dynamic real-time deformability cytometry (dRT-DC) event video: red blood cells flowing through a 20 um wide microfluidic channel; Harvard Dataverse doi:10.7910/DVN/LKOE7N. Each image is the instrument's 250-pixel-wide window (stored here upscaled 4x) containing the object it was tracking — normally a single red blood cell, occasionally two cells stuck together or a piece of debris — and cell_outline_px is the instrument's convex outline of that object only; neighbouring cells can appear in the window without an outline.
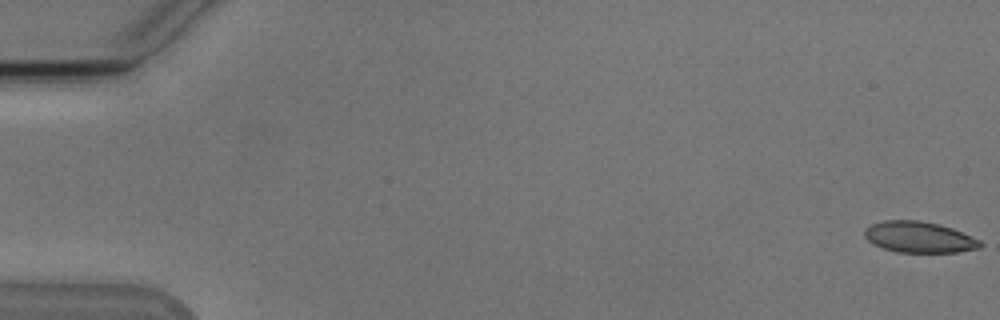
{"species": "Egyptian fruit bat (a non-hibernating species)", "species_latin": "Rousettus aegyptiacus", "temperature_condition": "cold", "stored_images_in_passage": 6, "camera_frame_rate_fps": 3000, "um_per_image_px": 0.085, "animal": {"sex": "male"}, "frame": {"image": 1, "passage_image": 1, "time_ms": 0.0, "image_size_px": [1000, 320], "cell_outline_px": [[984, 244], [980, 248], [956, 252], [896, 252], [872, 244], [864, 236], [864, 228], [872, 224], [884, 220], [920, 220], [952, 228], [972, 236], [980, 240]], "centroid_in_image_um": [78.12, 20.15], "position_along_channel_um": 6.9, "area_um2": 20.98}}
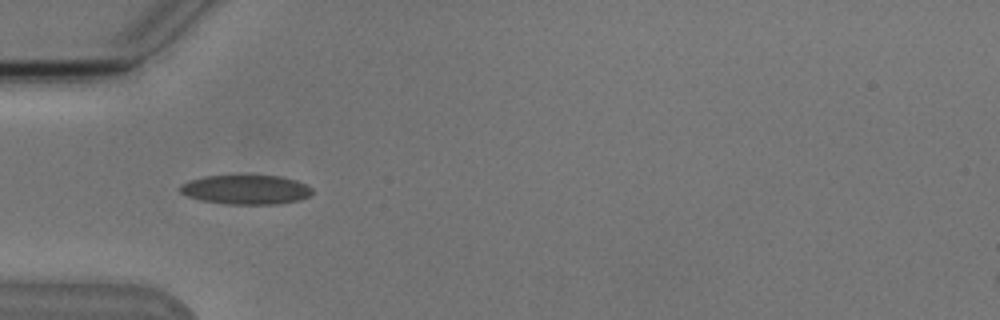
{"frame": {"image": 2, "passage_image": 5, "time_ms": 5.667, "image_size_px": [1000, 320], "cell_outline_px": [[312, 192], [308, 196], [300, 200], [276, 204], [224, 204], [200, 200], [188, 196], [180, 192], [176, 188], [180, 184], [188, 180], [208, 176], [280, 176], [296, 180], [312, 188]], "centroid_in_image_um": [20.85, 16.12], "position_along_channel_um": 64.1, "area_um2": 22.6}}